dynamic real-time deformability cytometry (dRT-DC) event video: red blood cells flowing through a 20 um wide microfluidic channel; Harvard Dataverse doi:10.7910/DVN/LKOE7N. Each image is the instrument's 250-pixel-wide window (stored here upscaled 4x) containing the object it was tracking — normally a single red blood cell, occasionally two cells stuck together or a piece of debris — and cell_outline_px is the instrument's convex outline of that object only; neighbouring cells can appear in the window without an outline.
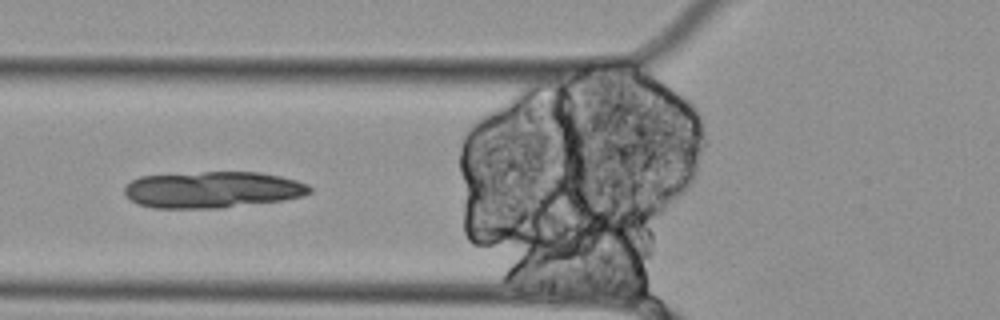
{"species": "Egyptian fruit bat (a non-hibernating species)", "species_latin": "Rousettus aegyptiacus", "temperature_condition": "cold", "stored_images_in_passage": 18, "segment_of_instrument_passage": [1, 2], "camera_frame_rate_fps": 3000, "um_per_image_px": 0.085, "animal": {"sex": "female"}, "frame": {"image": 1, "passage_image": 8, "time_ms": 2.333, "image_size_px": [1000, 320], "cell_outline_px": [[312, 192], [304, 196], [280, 200], [220, 208], [152, 208], [136, 204], [124, 192], [124, 188], [132, 180], [140, 176], [204, 172], [260, 172], [280, 176], [296, 180], [308, 184], [312, 188]], "centroid_in_image_um": [18.07, 16.12], "position_along_channel_um": 107.7, "area_um2": 39.3}}
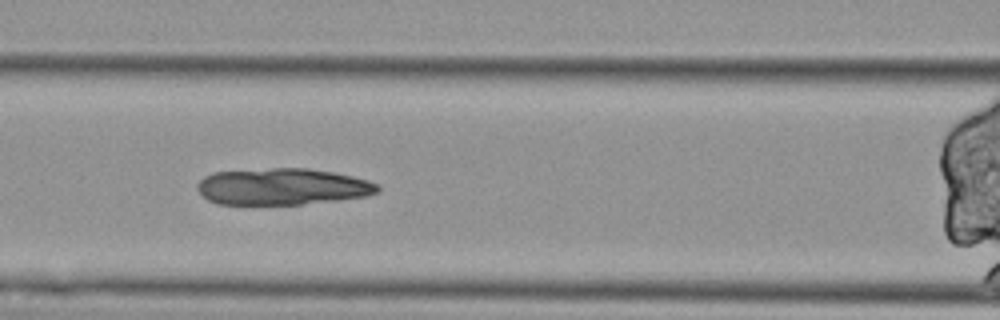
{"frame": {"image": 2, "passage_image": 11, "time_ms": 3.333, "image_size_px": [1000, 320], "cell_outline_px": [[380, 188], [376, 192], [364, 196], [336, 200], [300, 204], [216, 204], [208, 200], [196, 188], [196, 184], [204, 176], [212, 172], [272, 168], [308, 168], [332, 172], [352, 176], [368, 180], [380, 184]], "centroid_in_image_um": [23.97, 15.85], "position_along_channel_um": 142.6, "area_um2": 38.38}}
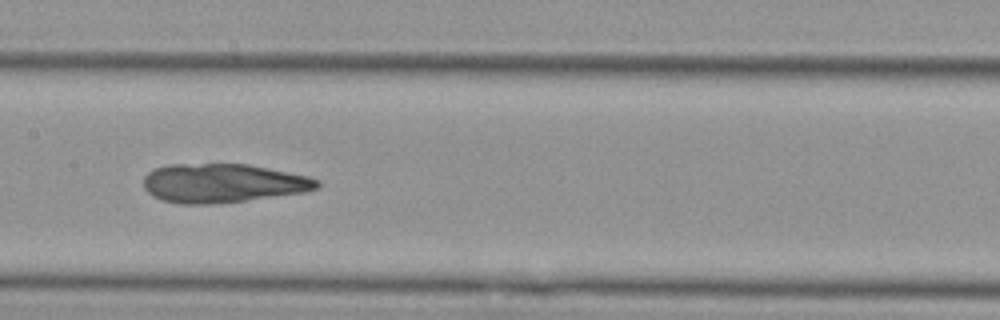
{"frame": {"image": 3, "passage_image": 15, "time_ms": 4.667, "image_size_px": [1000, 320], "cell_outline_px": [[320, 188], [304, 192], [220, 204], [180, 204], [160, 200], [152, 196], [144, 188], [144, 176], [148, 172], [156, 168], [168, 164], [248, 164], [308, 176], [320, 180]], "centroid_in_image_um": [18.93, 15.58], "position_along_channel_um": 188.5, "area_um2": 39.65}}